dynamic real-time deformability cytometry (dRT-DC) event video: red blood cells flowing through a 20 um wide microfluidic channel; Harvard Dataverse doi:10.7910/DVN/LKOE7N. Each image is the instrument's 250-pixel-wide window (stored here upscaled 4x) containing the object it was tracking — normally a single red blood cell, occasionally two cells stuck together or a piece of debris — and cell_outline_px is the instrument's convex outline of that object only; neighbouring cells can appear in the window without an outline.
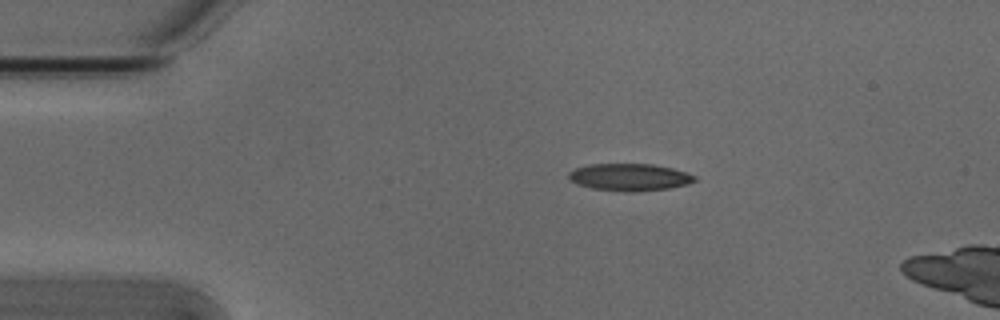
{"species": "Egyptian fruit bat (a non-hibernating species)", "species_latin": "Rousettus aegyptiacus", "temperature_condition": "cold", "stored_images_in_passage": 3, "camera_frame_rate_fps": 3000, "um_per_image_px": 0.085, "animal": {"sex": "male"}, "frame": {"image": 1, "passage_image": 1, "time_ms": 0.0, "image_size_px": [1000, 320], "cell_outline_px": [[696, 180], [688, 184], [668, 188], [632, 192], [624, 192], [592, 188], [576, 184], [568, 176], [568, 172], [576, 168], [588, 164], [652, 164], [672, 168], [696, 176]], "centroid_in_image_um": [53.49, 15.06], "position_along_channel_um": 31.5, "area_um2": 19.88}}